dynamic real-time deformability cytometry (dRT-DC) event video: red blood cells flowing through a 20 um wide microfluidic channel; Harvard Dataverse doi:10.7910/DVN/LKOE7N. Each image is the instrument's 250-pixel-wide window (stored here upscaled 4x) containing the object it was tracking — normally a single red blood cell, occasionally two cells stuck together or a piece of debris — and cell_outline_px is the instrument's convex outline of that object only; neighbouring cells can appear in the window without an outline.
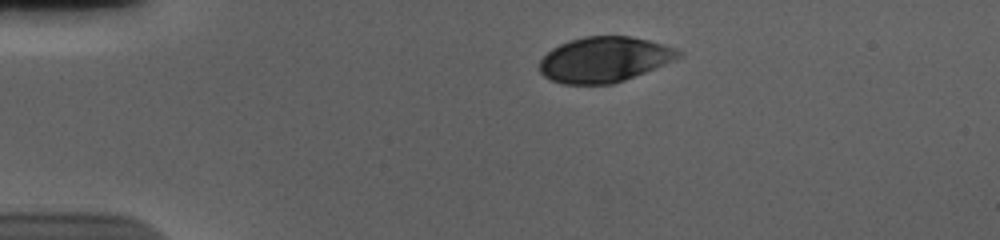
{"species": "human", "species_latin": "Homo sapiens", "temperature_condition": "cold", "stored_images_in_passage": 45, "camera_frame_rate_fps": 3000, "um_per_image_px": 0.085, "donor": {"sex": "male"}, "frame": {"image": 1, "passage_image": 1, "time_ms": 0.0, "image_size_px": [1000, 240], "cell_outline_px": [[684, 56], [624, 80], [612, 84], [564, 84], [552, 80], [544, 76], [540, 72], [540, 60], [552, 48], [560, 44], [584, 36], [632, 36], [664, 44], [676, 48], [684, 52]], "centroid_in_image_um": [51.39, 5.05], "position_along_channel_um": 33.6, "area_um2": 36.59}}
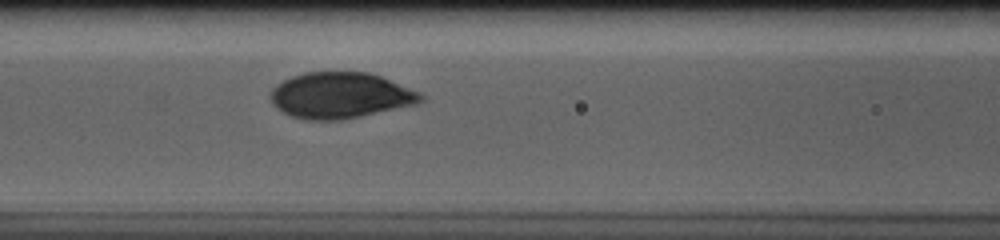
{"frame": {"image": 2, "passage_image": 14, "time_ms": 4.333, "image_size_px": [1000, 240], "cell_outline_px": [[424, 100], [416, 104], [360, 116], [340, 120], [304, 120], [292, 116], [276, 108], [272, 104], [268, 96], [272, 88], [276, 84], [292, 76], [304, 72], [368, 72], [380, 76], [420, 92], [424, 96]], "centroid_in_image_um": [28.89, 8.11], "position_along_channel_um": 137.7, "area_um2": 40.29}}
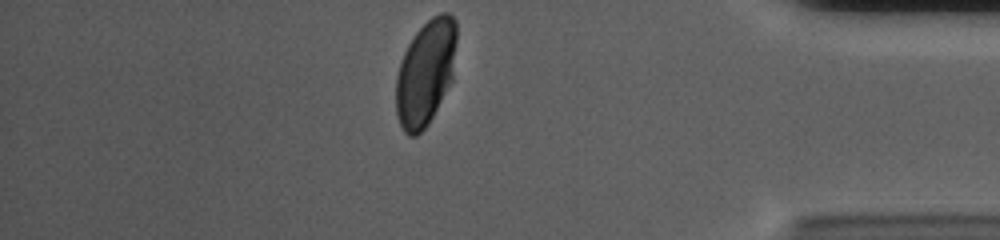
{"frame": {"image": 3, "passage_image": 38, "time_ms": 12.333, "image_size_px": [1000, 240], "cell_outline_px": [[456, 40], [452, 80], [428, 124], [416, 136], [408, 136], [404, 132], [396, 116], [396, 76], [404, 52], [408, 44], [416, 32], [432, 16], [440, 12], [448, 12], [456, 20]], "centroid_in_image_um": [36.17, 6.17], "position_along_channel_um": 399.0, "area_um2": 37.11}, "authors_computed_cell_mechanics": {"area_um2": 39.5352, "velocity_mm_per_s": 3.6551, "shape_relaxation_time_tau1_ms": 3.0464, "shape_relaxation_time_tau2_ms": null, "deformation_change_tau1": 0.141, "deformation_change_tau2": null}}